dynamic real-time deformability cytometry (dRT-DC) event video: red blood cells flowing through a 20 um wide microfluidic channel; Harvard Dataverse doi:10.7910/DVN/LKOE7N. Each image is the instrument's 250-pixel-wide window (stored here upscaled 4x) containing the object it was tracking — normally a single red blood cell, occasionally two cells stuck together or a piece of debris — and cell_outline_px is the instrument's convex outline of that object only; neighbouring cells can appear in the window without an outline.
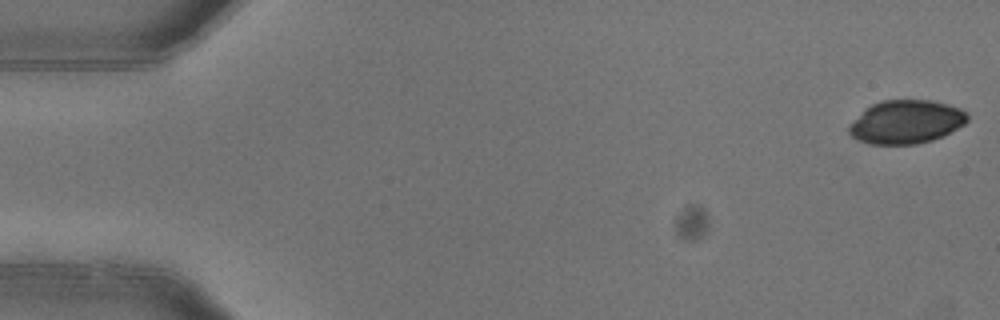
{"species": "common noctule bat (a hibernating species)", "species_latin": "Nyctalus noctula", "temperature_condition": "warm", "stored_images_in_passage": 5, "camera_frame_rate_fps": 3000, "um_per_image_px": 0.085, "animal": {"sex": "female"}, "frame": {"image": 1, "passage_image": 1, "time_ms": 0.0, "image_size_px": [1000, 320], "cell_outline_px": [[968, 120], [964, 124], [944, 136], [932, 140], [916, 144], [868, 144], [856, 140], [848, 132], [848, 128], [872, 104], [880, 100], [928, 100], [948, 104], [960, 108], [968, 112]], "centroid_in_image_um": [77.07, 10.37], "position_along_channel_um": 7.9, "area_um2": 29.82}}
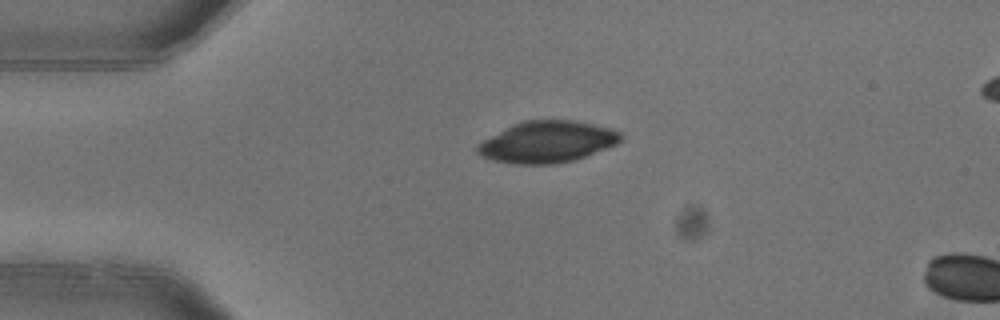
{"frame": {"image": 2, "passage_image": 4, "time_ms": 1.0, "image_size_px": [1000, 320], "cell_outline_px": [[624, 140], [616, 144], [584, 156], [572, 160], [552, 164], [516, 164], [492, 160], [480, 156], [476, 152], [476, 144], [512, 124], [524, 120], [576, 120], [612, 128], [620, 132], [624, 136]], "centroid_in_image_um": [46.51, 12.05], "position_along_channel_um": 38.5, "area_um2": 34.74}}